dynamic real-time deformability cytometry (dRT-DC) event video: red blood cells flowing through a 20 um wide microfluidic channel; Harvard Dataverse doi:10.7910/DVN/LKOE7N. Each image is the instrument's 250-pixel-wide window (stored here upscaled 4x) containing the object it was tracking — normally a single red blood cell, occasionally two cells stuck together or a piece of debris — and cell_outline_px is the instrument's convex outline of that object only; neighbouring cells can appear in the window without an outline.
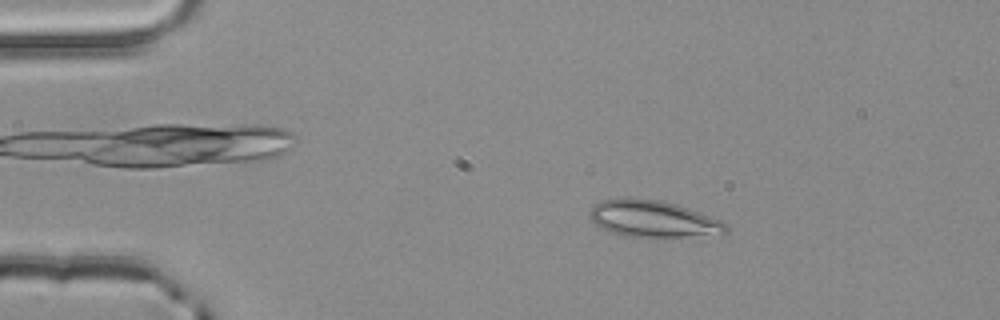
{"species": "common noctule bat (a hibernating species)", "species_latin": "Nyctalus noctula", "temperature_condition": "room temperature", "stored_images_in_passage": 2, "camera_frame_rate_fps": 3000, "um_per_image_px": 0.085, "animal": {"sex": "male", "body_mass_g": 20.4}, "frame": {"image": 1, "passage_image": 1, "time_ms": 0.0, "image_size_px": [1000, 320], "cell_outline_px": [[728, 232], [656, 240], [648, 240], [624, 236], [608, 232], [596, 224], [592, 220], [592, 208], [600, 200], [664, 200], [700, 212], [720, 220], [728, 224]], "centroid_in_image_um": [55.57, 18.68], "position_along_channel_um": 29.4, "area_um2": 29.25}}